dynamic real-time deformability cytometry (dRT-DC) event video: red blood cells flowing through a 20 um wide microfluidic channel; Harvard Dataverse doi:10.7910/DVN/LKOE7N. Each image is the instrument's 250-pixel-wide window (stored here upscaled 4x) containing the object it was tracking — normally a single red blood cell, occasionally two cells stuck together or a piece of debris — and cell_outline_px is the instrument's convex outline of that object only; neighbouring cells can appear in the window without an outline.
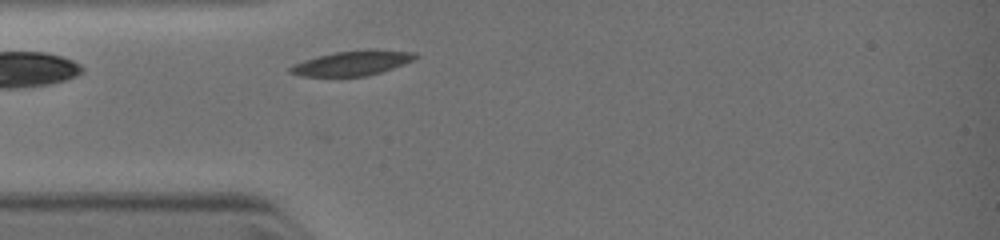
{"species": "common noctule bat (a hibernating species)", "species_latin": "Nyctalus noctula", "temperature_condition": "warm", "stored_images_in_passage": 1, "camera_frame_rate_fps": 3000, "um_per_image_px": 0.085, "animal": {"sex": "female", "body_mass_g": 19.0, "forearm_length_mm": 51.5}, "frame": {"image": 1, "passage_image": 1, "time_ms": 0.0, "image_size_px": [1000, 240], "cell_outline_px": [[420, 56], [404, 64], [368, 76], [300, 76], [288, 72], [288, 68], [304, 60], [336, 52], [368, 48], [372, 48], [416, 52]], "centroid_in_image_um": [30.0, 5.34], "position_along_channel_um": 55.0, "area_um2": 18.15}}